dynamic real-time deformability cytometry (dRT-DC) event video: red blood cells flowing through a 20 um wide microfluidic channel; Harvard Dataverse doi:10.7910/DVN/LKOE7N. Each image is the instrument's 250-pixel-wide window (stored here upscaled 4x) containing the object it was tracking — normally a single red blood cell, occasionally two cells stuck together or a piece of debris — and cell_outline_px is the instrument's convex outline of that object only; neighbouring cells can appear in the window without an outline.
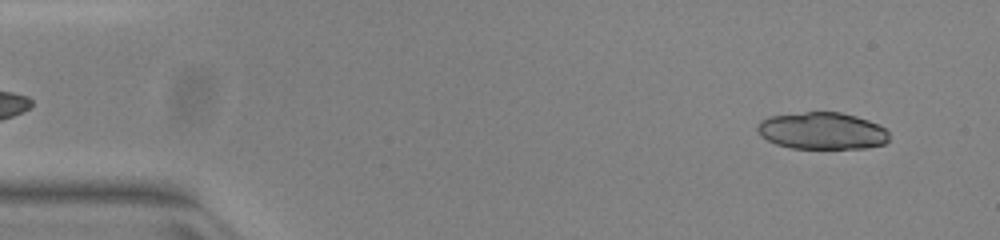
{"species": "common noctule bat (a hibernating species)", "species_latin": "Nyctalus noctula", "temperature_condition": "warm", "stored_images_in_passage": 50, "camera_frame_rate_fps": 3000, "um_per_image_px": 0.085, "animal": {"sex": "female", "body_mass_g": 23.0, "forearm_length_mm": 53.4}, "frame": {"image": 1, "passage_image": 3, "time_ms": 0.667, "image_size_px": [1000, 240], "cell_outline_px": [[888, 140], [884, 144], [868, 148], [792, 148], [776, 144], [760, 136], [756, 128], [760, 120], [772, 116], [804, 112], [840, 112], [856, 116], [868, 120], [884, 128], [888, 132]], "centroid_in_image_um": [69.87, 11.12], "position_along_channel_um": 15.1, "area_um2": 28.32}}
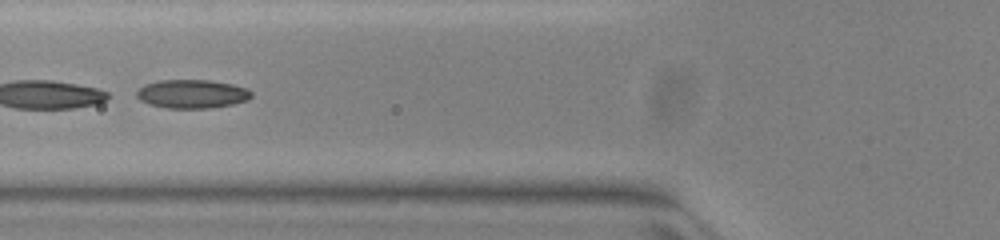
{"frame": {"image": 2, "passage_image": 19, "time_ms": 6.0, "image_size_px": [1000, 240], "cell_outline_px": [[252, 96], [248, 100], [232, 104], [212, 108], [168, 108], [148, 104], [140, 100], [136, 96], [136, 92], [144, 84], [160, 80], [208, 80], [232, 84], [248, 88], [252, 92]], "centroid_in_image_um": [16.33, 7.98], "position_along_channel_um": 109.5, "area_um2": 19.25}, "authors_computed_cell_mechanics": {"area_um2": 29.3335, "velocity_mm_per_s": 3.9792, "shape_relaxation_time_tau1_ms": 1.0607, "shape_relaxation_time_tau2_ms": 1.7838, "deformation_change_tau1": 0.2861, "deformation_change_tau2": 0.0689}}